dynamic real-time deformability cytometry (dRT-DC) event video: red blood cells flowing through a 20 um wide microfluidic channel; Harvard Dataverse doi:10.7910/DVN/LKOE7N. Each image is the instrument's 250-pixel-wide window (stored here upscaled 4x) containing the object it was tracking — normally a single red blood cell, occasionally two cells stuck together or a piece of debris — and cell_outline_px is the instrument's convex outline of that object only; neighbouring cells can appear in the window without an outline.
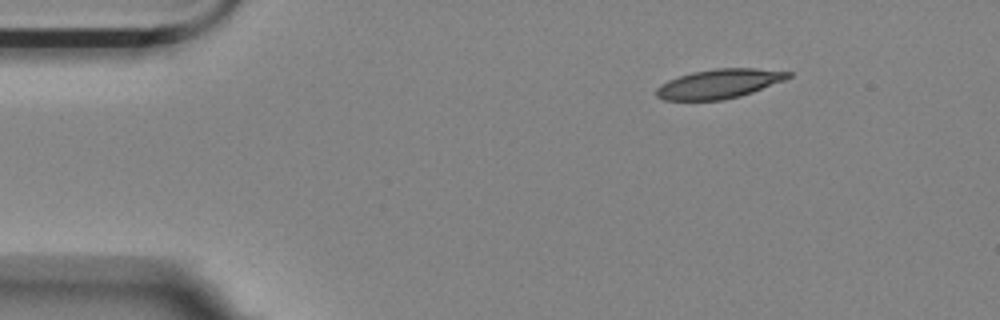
{"species": "Egyptian fruit bat (a non-hibernating species)", "species_latin": "Rousettus aegyptiacus", "temperature_condition": "room temperature", "stored_images_in_passage": 4, "segment_of_instrument_passage": [1, 2], "camera_frame_rate_fps": 3000, "um_per_image_px": 0.085, "animal": {"sex": "female"}, "frame": {"image": 1, "passage_image": 1, "time_ms": 0.0, "image_size_px": [1000, 320], "cell_outline_px": [[792, 76], [784, 80], [752, 92], [740, 96], [724, 100], [664, 100], [656, 96], [656, 88], [660, 84], [668, 80], [692, 72], [716, 68], [756, 68], [792, 72]], "centroid_in_image_um": [61.12, 7.12], "position_along_channel_um": 23.9, "area_um2": 22.48}}